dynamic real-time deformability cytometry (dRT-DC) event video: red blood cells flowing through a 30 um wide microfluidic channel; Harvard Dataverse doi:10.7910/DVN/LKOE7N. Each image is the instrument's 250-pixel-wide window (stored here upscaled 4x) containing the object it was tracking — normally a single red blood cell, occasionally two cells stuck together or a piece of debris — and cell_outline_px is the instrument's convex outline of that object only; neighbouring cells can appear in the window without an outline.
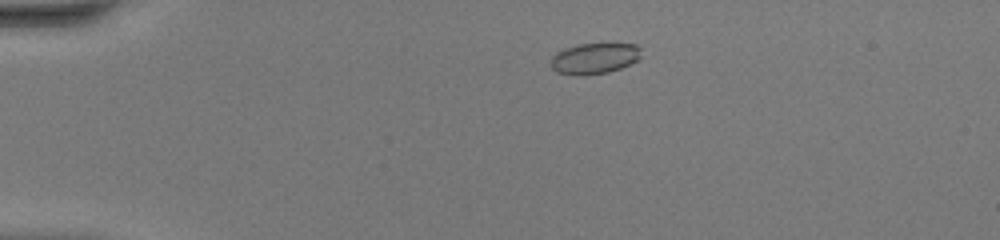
{"species": "common noctule bat (a hibernating species)", "species_latin": "Nyctalus noctula", "temperature_condition": "warm", "stored_images_in_passage": 43, "camera_frame_rate_fps": 3000, "um_per_image_px": 0.085, "animal": {"sex": "female", "body_mass_g": 20.0, "forearm_length_mm": 54.0}, "frame": {"image": 1, "passage_image": 6, "time_ms": 1.667, "image_size_px": [1000, 240], "cell_outline_px": [[640, 56], [636, 60], [620, 68], [608, 72], [584, 76], [576, 76], [556, 72], [552, 68], [552, 56], [556, 52], [564, 48], [576, 44], [636, 44], [640, 48]], "centroid_in_image_um": [50.48, 4.97], "position_along_channel_um": 34.5, "area_um2": 16.24}}
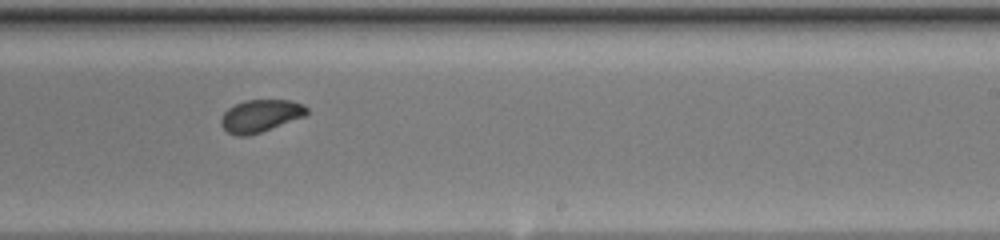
{"frame": {"image": 2, "passage_image": 26, "time_ms": 8.333, "image_size_px": [1000, 240], "cell_outline_px": [[308, 112], [304, 116], [260, 132], [248, 136], [236, 136], [228, 132], [220, 124], [220, 120], [224, 112], [228, 108], [244, 100], [292, 100], [304, 104], [308, 108]], "centroid_in_image_um": [22.13, 9.83], "position_along_channel_um": 266.9, "area_um2": 16.13}}
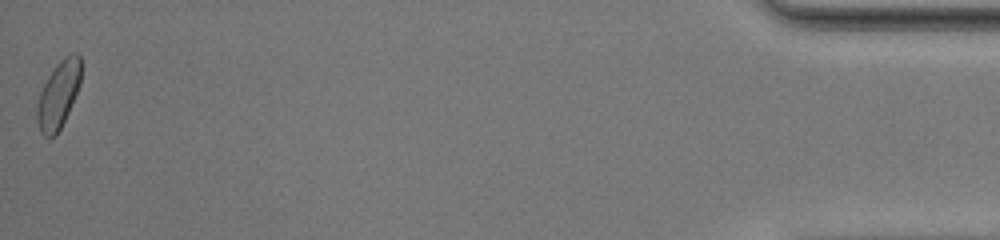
{"frame": {"image": 3, "passage_image": 43, "time_ms": 14.0, "image_size_px": [1000, 240], "cell_outline_px": [[80, 84], [68, 112], [56, 136], [44, 136], [40, 132], [36, 120], [36, 108], [40, 92], [48, 76], [56, 64], [64, 56], [72, 52], [76, 52], [80, 56]], "centroid_in_image_um": [4.95, 8.04], "position_along_channel_um": 430.3, "area_um2": 17.11}, "authors_computed_cell_mechanics": {"area_um2": 16.5886, "velocity_mm_per_s": 4.4164, "shape_relaxation_time_tau1_ms": 3.8729, "shape_relaxation_time_tau2_ms": null, "deformation_change_tau1": 0.106, "deformation_change_tau2": null}}